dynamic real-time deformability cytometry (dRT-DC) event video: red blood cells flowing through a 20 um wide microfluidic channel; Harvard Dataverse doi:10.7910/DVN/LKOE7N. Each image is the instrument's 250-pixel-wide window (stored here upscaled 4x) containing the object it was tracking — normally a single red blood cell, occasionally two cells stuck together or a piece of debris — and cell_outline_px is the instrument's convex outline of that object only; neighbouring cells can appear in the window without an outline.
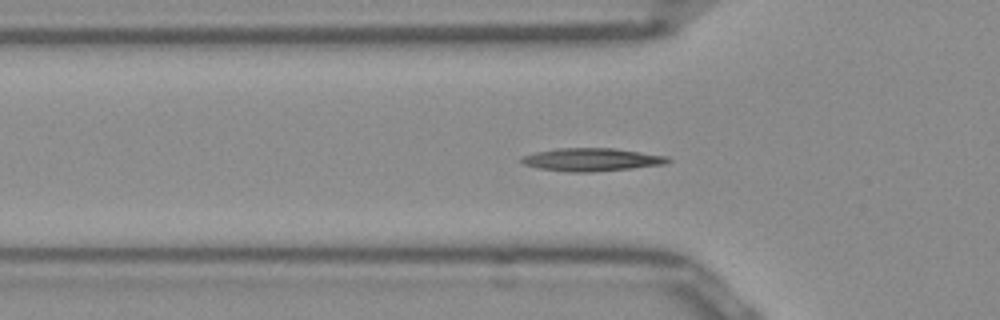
{"species": "Egyptian fruit bat (a non-hibernating species)", "species_latin": "Rousettus aegyptiacus", "temperature_condition": "room temperature", "stored_images_in_passage": 40, "camera_frame_rate_fps": 3000, "um_per_image_px": 0.085, "frame": {"image": 1, "passage_image": 5, "time_ms": 1.333, "image_size_px": [1000, 320], "cell_outline_px": [[672, 160], [664, 164], [632, 168], [588, 172], [568, 172], [540, 168], [524, 164], [520, 160], [520, 156], [536, 152], [556, 148], [612, 148], [668, 156]], "centroid_in_image_um": [50.27, 13.56], "position_along_channel_um": 75.5, "area_um2": 19.48}}
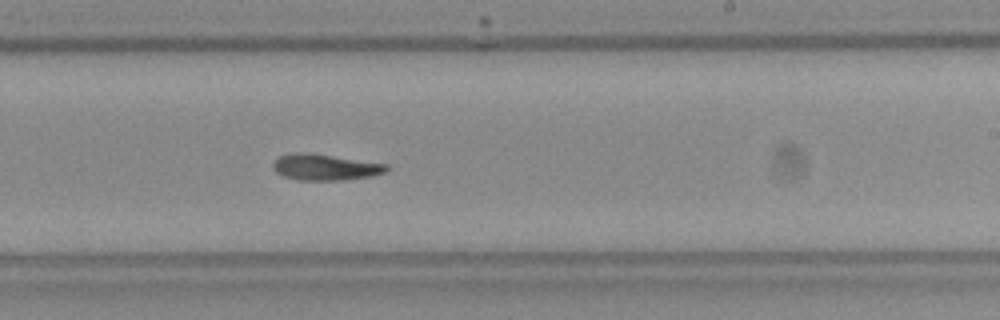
{"frame": {"image": 2, "passage_image": 19, "time_ms": 6.0, "image_size_px": [1000, 320], "cell_outline_px": [[388, 172], [372, 176], [340, 180], [296, 180], [284, 176], [276, 172], [272, 168], [272, 160], [280, 156], [292, 152], [308, 152], [388, 164]], "centroid_in_image_um": [27.61, 14.2], "position_along_channel_um": 261.4, "area_um2": 17.51}}
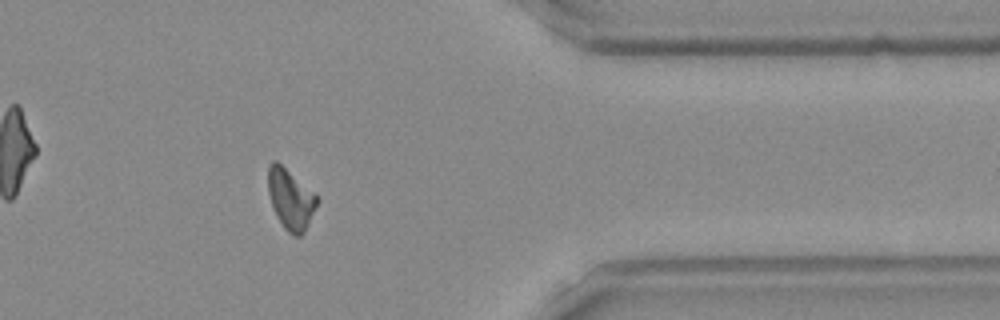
{"frame": {"image": 3, "passage_image": 30, "time_ms": 9.667, "image_size_px": [1000, 320], "cell_outline_px": [[316, 204], [308, 224], [304, 232], [300, 236], [296, 236], [288, 232], [284, 228], [276, 216], [272, 208], [268, 192], [268, 164], [272, 160], [276, 160], [316, 192]], "centroid_in_image_um": [24.67, 16.89], "position_along_channel_um": 386.7, "area_um2": 17.28}}